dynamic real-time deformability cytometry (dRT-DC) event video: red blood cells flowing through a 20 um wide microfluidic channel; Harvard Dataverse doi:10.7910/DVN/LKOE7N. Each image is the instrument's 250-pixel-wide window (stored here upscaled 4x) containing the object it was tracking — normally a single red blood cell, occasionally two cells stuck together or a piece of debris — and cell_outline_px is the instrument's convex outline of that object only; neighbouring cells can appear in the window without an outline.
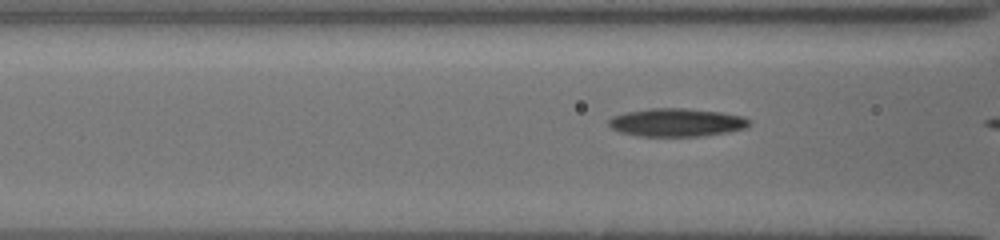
{"species": "common noctule bat (a hibernating species)", "species_latin": "Nyctalus noctula", "temperature_condition": "cold", "stored_images_in_passage": 7, "camera_frame_rate_fps": 3000, "um_per_image_px": 0.085, "animal": {"sex": "female", "body_mass_g": 19.5, "forearm_length_mm": 54.1}, "frame": {"image": 1, "passage_image": 5, "time_ms": 1.333, "image_size_px": [1000, 240], "cell_outline_px": [[752, 124], [744, 128], [728, 132], [700, 136], [640, 136], [620, 132], [612, 128], [608, 124], [608, 120], [612, 116], [624, 112], [648, 108], [684, 108], [720, 112], [744, 116], [752, 120]], "centroid_in_image_um": [57.52, 10.4], "position_along_channel_um": 109.1, "area_um2": 23.24}}